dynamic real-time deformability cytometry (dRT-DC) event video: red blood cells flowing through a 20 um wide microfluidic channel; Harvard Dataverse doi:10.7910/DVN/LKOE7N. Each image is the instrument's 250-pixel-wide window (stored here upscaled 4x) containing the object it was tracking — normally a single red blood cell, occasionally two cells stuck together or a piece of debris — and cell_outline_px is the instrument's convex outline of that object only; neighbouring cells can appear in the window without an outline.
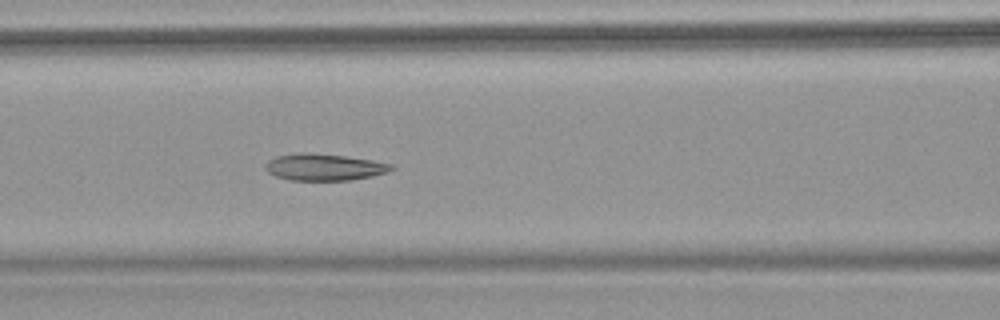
{"species": "common noctule bat (a hibernating species)", "species_latin": "Nyctalus noctula", "temperature_condition": "warm", "stored_images_in_passage": 7, "camera_frame_rate_fps": 3000, "um_per_image_px": 0.085, "animal": {"sex": "female", "body_mass_g": 18.4}, "frame": {"image": 1, "passage_image": 7, "time_ms": 2.0, "image_size_px": [1000, 320], "cell_outline_px": [[396, 168], [388, 172], [372, 176], [348, 180], [292, 180], [276, 176], [268, 172], [264, 168], [264, 164], [268, 160], [276, 156], [296, 152], [308, 152], [344, 156], [372, 160], [392, 164]], "centroid_in_image_um": [27.53, 14.19], "position_along_channel_um": 139.1, "area_um2": 19.71}}